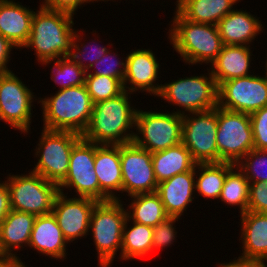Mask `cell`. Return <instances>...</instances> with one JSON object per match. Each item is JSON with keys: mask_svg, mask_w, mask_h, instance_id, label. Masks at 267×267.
I'll list each match as a JSON object with an SVG mask.
<instances>
[{"mask_svg": "<svg viewBox=\"0 0 267 267\" xmlns=\"http://www.w3.org/2000/svg\"><path fill=\"white\" fill-rule=\"evenodd\" d=\"M240 216L242 257L267 261V213L247 211Z\"/></svg>", "mask_w": 267, "mask_h": 267, "instance_id": "cell-25", "label": "cell"}, {"mask_svg": "<svg viewBox=\"0 0 267 267\" xmlns=\"http://www.w3.org/2000/svg\"><path fill=\"white\" fill-rule=\"evenodd\" d=\"M236 164L230 162L198 163L195 165V194L216 200L222 191L227 173Z\"/></svg>", "mask_w": 267, "mask_h": 267, "instance_id": "cell-28", "label": "cell"}, {"mask_svg": "<svg viewBox=\"0 0 267 267\" xmlns=\"http://www.w3.org/2000/svg\"><path fill=\"white\" fill-rule=\"evenodd\" d=\"M38 7L32 18L29 40L23 48L34 49L40 64L68 57L76 30L74 15Z\"/></svg>", "mask_w": 267, "mask_h": 267, "instance_id": "cell-2", "label": "cell"}, {"mask_svg": "<svg viewBox=\"0 0 267 267\" xmlns=\"http://www.w3.org/2000/svg\"><path fill=\"white\" fill-rule=\"evenodd\" d=\"M122 200L98 201L91 214L89 233L97 252L99 267H111L117 252L121 259L123 226L127 204Z\"/></svg>", "mask_w": 267, "mask_h": 267, "instance_id": "cell-5", "label": "cell"}, {"mask_svg": "<svg viewBox=\"0 0 267 267\" xmlns=\"http://www.w3.org/2000/svg\"><path fill=\"white\" fill-rule=\"evenodd\" d=\"M217 122L218 162L237 164L254 149L250 114L217 106Z\"/></svg>", "mask_w": 267, "mask_h": 267, "instance_id": "cell-10", "label": "cell"}, {"mask_svg": "<svg viewBox=\"0 0 267 267\" xmlns=\"http://www.w3.org/2000/svg\"><path fill=\"white\" fill-rule=\"evenodd\" d=\"M99 1H104V2H108V1H113V0H96V2H99ZM121 1V0H120ZM117 2H118V0H117Z\"/></svg>", "mask_w": 267, "mask_h": 267, "instance_id": "cell-46", "label": "cell"}, {"mask_svg": "<svg viewBox=\"0 0 267 267\" xmlns=\"http://www.w3.org/2000/svg\"><path fill=\"white\" fill-rule=\"evenodd\" d=\"M131 94L133 95L124 91L117 97L95 103L90 123L82 138L96 144L132 143L135 136L132 130L135 129L138 109L131 106Z\"/></svg>", "mask_w": 267, "mask_h": 267, "instance_id": "cell-1", "label": "cell"}, {"mask_svg": "<svg viewBox=\"0 0 267 267\" xmlns=\"http://www.w3.org/2000/svg\"><path fill=\"white\" fill-rule=\"evenodd\" d=\"M34 12L19 1L0 0V34L18 49L23 48L30 37Z\"/></svg>", "mask_w": 267, "mask_h": 267, "instance_id": "cell-22", "label": "cell"}, {"mask_svg": "<svg viewBox=\"0 0 267 267\" xmlns=\"http://www.w3.org/2000/svg\"><path fill=\"white\" fill-rule=\"evenodd\" d=\"M83 32H84V34H83ZM85 33H86V30L84 31V29L82 31L77 30V29L75 30L73 40H72L71 52H70L69 57L76 64H78L81 68H83L87 71L91 65H93L95 62L99 61L105 55V53L109 50L108 48L110 47V45L112 47L113 44L109 43L105 46L104 45L99 46L97 44V40H98L97 38H99V35L97 33L94 40L91 39L92 42L94 43L92 46L91 40H90V42L86 43L85 41H88V40L83 39L84 38L83 36L85 35ZM95 39H96V41H95ZM82 40H84V43ZM95 42H96V44H95ZM106 46H109V47H106ZM90 48H92V49H90ZM89 54H90V56H89Z\"/></svg>", "mask_w": 267, "mask_h": 267, "instance_id": "cell-33", "label": "cell"}, {"mask_svg": "<svg viewBox=\"0 0 267 267\" xmlns=\"http://www.w3.org/2000/svg\"><path fill=\"white\" fill-rule=\"evenodd\" d=\"M173 14L167 32L173 51L188 65H210L224 46L217 25L189 21L177 10Z\"/></svg>", "mask_w": 267, "mask_h": 267, "instance_id": "cell-4", "label": "cell"}, {"mask_svg": "<svg viewBox=\"0 0 267 267\" xmlns=\"http://www.w3.org/2000/svg\"><path fill=\"white\" fill-rule=\"evenodd\" d=\"M180 217H168L166 220L158 223L153 227L152 234V251L161 250L168 248L170 245L176 241V234L178 233L176 229V221L178 223Z\"/></svg>", "mask_w": 267, "mask_h": 267, "instance_id": "cell-37", "label": "cell"}, {"mask_svg": "<svg viewBox=\"0 0 267 267\" xmlns=\"http://www.w3.org/2000/svg\"><path fill=\"white\" fill-rule=\"evenodd\" d=\"M34 94V95H33ZM31 88L13 71L0 76V120L11 128L30 133L34 102L39 100Z\"/></svg>", "mask_w": 267, "mask_h": 267, "instance_id": "cell-12", "label": "cell"}, {"mask_svg": "<svg viewBox=\"0 0 267 267\" xmlns=\"http://www.w3.org/2000/svg\"><path fill=\"white\" fill-rule=\"evenodd\" d=\"M266 56H267V53H266ZM266 63H265V70H264V74H265V78L267 79V57H266V61H265Z\"/></svg>", "mask_w": 267, "mask_h": 267, "instance_id": "cell-45", "label": "cell"}, {"mask_svg": "<svg viewBox=\"0 0 267 267\" xmlns=\"http://www.w3.org/2000/svg\"><path fill=\"white\" fill-rule=\"evenodd\" d=\"M152 164L158 183L177 174L190 171L196 165L190 151L182 143L166 150L152 153Z\"/></svg>", "mask_w": 267, "mask_h": 267, "instance_id": "cell-27", "label": "cell"}, {"mask_svg": "<svg viewBox=\"0 0 267 267\" xmlns=\"http://www.w3.org/2000/svg\"><path fill=\"white\" fill-rule=\"evenodd\" d=\"M10 211V193L8 184L5 179L4 181L0 180V224Z\"/></svg>", "mask_w": 267, "mask_h": 267, "instance_id": "cell-43", "label": "cell"}, {"mask_svg": "<svg viewBox=\"0 0 267 267\" xmlns=\"http://www.w3.org/2000/svg\"><path fill=\"white\" fill-rule=\"evenodd\" d=\"M218 267H267V264L265 261L262 260H256L251 258H245L239 255V257L236 259L234 258L233 261L230 260V262L224 261V263L218 262Z\"/></svg>", "mask_w": 267, "mask_h": 267, "instance_id": "cell-42", "label": "cell"}, {"mask_svg": "<svg viewBox=\"0 0 267 267\" xmlns=\"http://www.w3.org/2000/svg\"><path fill=\"white\" fill-rule=\"evenodd\" d=\"M35 218L34 214L11 209L0 224V255L17 256L19 249L29 248Z\"/></svg>", "mask_w": 267, "mask_h": 267, "instance_id": "cell-24", "label": "cell"}, {"mask_svg": "<svg viewBox=\"0 0 267 267\" xmlns=\"http://www.w3.org/2000/svg\"><path fill=\"white\" fill-rule=\"evenodd\" d=\"M152 234L153 227L133 222L127 217L123 226L121 260L134 261L153 253Z\"/></svg>", "mask_w": 267, "mask_h": 267, "instance_id": "cell-29", "label": "cell"}, {"mask_svg": "<svg viewBox=\"0 0 267 267\" xmlns=\"http://www.w3.org/2000/svg\"><path fill=\"white\" fill-rule=\"evenodd\" d=\"M237 2L241 0H176L175 10L189 21L217 25Z\"/></svg>", "mask_w": 267, "mask_h": 267, "instance_id": "cell-26", "label": "cell"}, {"mask_svg": "<svg viewBox=\"0 0 267 267\" xmlns=\"http://www.w3.org/2000/svg\"><path fill=\"white\" fill-rule=\"evenodd\" d=\"M249 181L244 173L235 165L226 175L218 200L228 206H237L239 213L248 210Z\"/></svg>", "mask_w": 267, "mask_h": 267, "instance_id": "cell-31", "label": "cell"}, {"mask_svg": "<svg viewBox=\"0 0 267 267\" xmlns=\"http://www.w3.org/2000/svg\"><path fill=\"white\" fill-rule=\"evenodd\" d=\"M68 192H58L53 203L52 213L62 230L64 238L71 243L87 238L91 214L98 202L89 197H69ZM68 196V197H67Z\"/></svg>", "mask_w": 267, "mask_h": 267, "instance_id": "cell-16", "label": "cell"}, {"mask_svg": "<svg viewBox=\"0 0 267 267\" xmlns=\"http://www.w3.org/2000/svg\"><path fill=\"white\" fill-rule=\"evenodd\" d=\"M28 172L21 175L9 174L6 177L11 209L36 216L51 213L59 192L58 185L37 173Z\"/></svg>", "mask_w": 267, "mask_h": 267, "instance_id": "cell-9", "label": "cell"}, {"mask_svg": "<svg viewBox=\"0 0 267 267\" xmlns=\"http://www.w3.org/2000/svg\"><path fill=\"white\" fill-rule=\"evenodd\" d=\"M95 143L81 138L72 148L67 176L58 185L60 192L74 190L78 197H89L97 201L110 199L100 190L99 181L94 170Z\"/></svg>", "mask_w": 267, "mask_h": 267, "instance_id": "cell-13", "label": "cell"}, {"mask_svg": "<svg viewBox=\"0 0 267 267\" xmlns=\"http://www.w3.org/2000/svg\"><path fill=\"white\" fill-rule=\"evenodd\" d=\"M94 166L100 190L110 200H121L122 197L118 194V192L122 194L120 145L95 143Z\"/></svg>", "mask_w": 267, "mask_h": 267, "instance_id": "cell-20", "label": "cell"}, {"mask_svg": "<svg viewBox=\"0 0 267 267\" xmlns=\"http://www.w3.org/2000/svg\"><path fill=\"white\" fill-rule=\"evenodd\" d=\"M236 166L244 173L249 183L267 182V150H250Z\"/></svg>", "mask_w": 267, "mask_h": 267, "instance_id": "cell-35", "label": "cell"}, {"mask_svg": "<svg viewBox=\"0 0 267 267\" xmlns=\"http://www.w3.org/2000/svg\"><path fill=\"white\" fill-rule=\"evenodd\" d=\"M224 45L251 46L265 29L261 20L246 10L233 9L217 24Z\"/></svg>", "mask_w": 267, "mask_h": 267, "instance_id": "cell-21", "label": "cell"}, {"mask_svg": "<svg viewBox=\"0 0 267 267\" xmlns=\"http://www.w3.org/2000/svg\"><path fill=\"white\" fill-rule=\"evenodd\" d=\"M54 95L39 97L43 128L72 131L83 135L86 131L94 103L85 85L55 91Z\"/></svg>", "mask_w": 267, "mask_h": 267, "instance_id": "cell-3", "label": "cell"}, {"mask_svg": "<svg viewBox=\"0 0 267 267\" xmlns=\"http://www.w3.org/2000/svg\"><path fill=\"white\" fill-rule=\"evenodd\" d=\"M205 74L190 76L165 82L156 97L170 103L172 106H179L173 112L187 114L202 112L214 109L218 106V86L210 69ZM181 108V110H180ZM183 109V110H182Z\"/></svg>", "mask_w": 267, "mask_h": 267, "instance_id": "cell-6", "label": "cell"}, {"mask_svg": "<svg viewBox=\"0 0 267 267\" xmlns=\"http://www.w3.org/2000/svg\"><path fill=\"white\" fill-rule=\"evenodd\" d=\"M14 49H18L14 46L7 38L0 34V72L8 73L11 72L10 68H8V63L11 60V51Z\"/></svg>", "mask_w": 267, "mask_h": 267, "instance_id": "cell-41", "label": "cell"}, {"mask_svg": "<svg viewBox=\"0 0 267 267\" xmlns=\"http://www.w3.org/2000/svg\"><path fill=\"white\" fill-rule=\"evenodd\" d=\"M130 198V204L126 207L129 210L127 217L133 222L154 227L169 217L156 192L137 194Z\"/></svg>", "mask_w": 267, "mask_h": 267, "instance_id": "cell-30", "label": "cell"}, {"mask_svg": "<svg viewBox=\"0 0 267 267\" xmlns=\"http://www.w3.org/2000/svg\"><path fill=\"white\" fill-rule=\"evenodd\" d=\"M85 86L94 104L117 97L125 91L119 79L103 75L86 74Z\"/></svg>", "mask_w": 267, "mask_h": 267, "instance_id": "cell-34", "label": "cell"}, {"mask_svg": "<svg viewBox=\"0 0 267 267\" xmlns=\"http://www.w3.org/2000/svg\"><path fill=\"white\" fill-rule=\"evenodd\" d=\"M156 193L164 204L166 213L170 217L181 218L196 198V195H193L195 194V166L190 171L159 182Z\"/></svg>", "mask_w": 267, "mask_h": 267, "instance_id": "cell-18", "label": "cell"}, {"mask_svg": "<svg viewBox=\"0 0 267 267\" xmlns=\"http://www.w3.org/2000/svg\"><path fill=\"white\" fill-rule=\"evenodd\" d=\"M126 57V73L123 80L124 90L136 94L147 93L155 97L159 94L162 84L158 83L161 65L152 49L131 50ZM128 84V85H127ZM130 85V86H129Z\"/></svg>", "mask_w": 267, "mask_h": 267, "instance_id": "cell-17", "label": "cell"}, {"mask_svg": "<svg viewBox=\"0 0 267 267\" xmlns=\"http://www.w3.org/2000/svg\"><path fill=\"white\" fill-rule=\"evenodd\" d=\"M137 110L133 142L151 153L182 143V115L175 112Z\"/></svg>", "mask_w": 267, "mask_h": 267, "instance_id": "cell-8", "label": "cell"}, {"mask_svg": "<svg viewBox=\"0 0 267 267\" xmlns=\"http://www.w3.org/2000/svg\"><path fill=\"white\" fill-rule=\"evenodd\" d=\"M68 241L57 224L53 213L36 216L28 246L51 259L65 260Z\"/></svg>", "mask_w": 267, "mask_h": 267, "instance_id": "cell-19", "label": "cell"}, {"mask_svg": "<svg viewBox=\"0 0 267 267\" xmlns=\"http://www.w3.org/2000/svg\"><path fill=\"white\" fill-rule=\"evenodd\" d=\"M0 267H28L19 256L0 255Z\"/></svg>", "mask_w": 267, "mask_h": 267, "instance_id": "cell-44", "label": "cell"}, {"mask_svg": "<svg viewBox=\"0 0 267 267\" xmlns=\"http://www.w3.org/2000/svg\"><path fill=\"white\" fill-rule=\"evenodd\" d=\"M54 62V63H53ZM51 80L58 84L59 90L85 85L86 70L76 64L69 56L42 63L45 67L51 65Z\"/></svg>", "mask_w": 267, "mask_h": 267, "instance_id": "cell-32", "label": "cell"}, {"mask_svg": "<svg viewBox=\"0 0 267 267\" xmlns=\"http://www.w3.org/2000/svg\"><path fill=\"white\" fill-rule=\"evenodd\" d=\"M112 52L113 50L109 49L99 61L95 62L89 67V69L86 71V74L103 75L117 78L123 83L126 73V58L124 59L122 57L123 60H121L119 57L120 54L118 55V53L116 54Z\"/></svg>", "mask_w": 267, "mask_h": 267, "instance_id": "cell-36", "label": "cell"}, {"mask_svg": "<svg viewBox=\"0 0 267 267\" xmlns=\"http://www.w3.org/2000/svg\"><path fill=\"white\" fill-rule=\"evenodd\" d=\"M217 129V107L182 115V144L196 164L218 163Z\"/></svg>", "mask_w": 267, "mask_h": 267, "instance_id": "cell-11", "label": "cell"}, {"mask_svg": "<svg viewBox=\"0 0 267 267\" xmlns=\"http://www.w3.org/2000/svg\"><path fill=\"white\" fill-rule=\"evenodd\" d=\"M252 47L224 45L217 58L209 65L217 86L226 80L251 75Z\"/></svg>", "mask_w": 267, "mask_h": 267, "instance_id": "cell-23", "label": "cell"}, {"mask_svg": "<svg viewBox=\"0 0 267 267\" xmlns=\"http://www.w3.org/2000/svg\"><path fill=\"white\" fill-rule=\"evenodd\" d=\"M122 193L127 196L154 193L157 190L152 153L134 142L120 145ZM128 193V194H127Z\"/></svg>", "mask_w": 267, "mask_h": 267, "instance_id": "cell-15", "label": "cell"}, {"mask_svg": "<svg viewBox=\"0 0 267 267\" xmlns=\"http://www.w3.org/2000/svg\"><path fill=\"white\" fill-rule=\"evenodd\" d=\"M218 106L246 114L267 107V79L258 73L222 82L218 86Z\"/></svg>", "mask_w": 267, "mask_h": 267, "instance_id": "cell-14", "label": "cell"}, {"mask_svg": "<svg viewBox=\"0 0 267 267\" xmlns=\"http://www.w3.org/2000/svg\"><path fill=\"white\" fill-rule=\"evenodd\" d=\"M247 211L267 213V182H253L249 184Z\"/></svg>", "mask_w": 267, "mask_h": 267, "instance_id": "cell-39", "label": "cell"}, {"mask_svg": "<svg viewBox=\"0 0 267 267\" xmlns=\"http://www.w3.org/2000/svg\"><path fill=\"white\" fill-rule=\"evenodd\" d=\"M34 157H37L32 172L59 185L67 176L73 146L82 135L72 131L42 129Z\"/></svg>", "mask_w": 267, "mask_h": 267, "instance_id": "cell-7", "label": "cell"}, {"mask_svg": "<svg viewBox=\"0 0 267 267\" xmlns=\"http://www.w3.org/2000/svg\"><path fill=\"white\" fill-rule=\"evenodd\" d=\"M254 149L267 150V107L250 114Z\"/></svg>", "mask_w": 267, "mask_h": 267, "instance_id": "cell-38", "label": "cell"}, {"mask_svg": "<svg viewBox=\"0 0 267 267\" xmlns=\"http://www.w3.org/2000/svg\"><path fill=\"white\" fill-rule=\"evenodd\" d=\"M41 2L42 3L39 4L43 8L76 15V11L78 12V8L83 9V7H85L84 5L90 4V2L92 4L96 2V0H43Z\"/></svg>", "mask_w": 267, "mask_h": 267, "instance_id": "cell-40", "label": "cell"}]
</instances>
